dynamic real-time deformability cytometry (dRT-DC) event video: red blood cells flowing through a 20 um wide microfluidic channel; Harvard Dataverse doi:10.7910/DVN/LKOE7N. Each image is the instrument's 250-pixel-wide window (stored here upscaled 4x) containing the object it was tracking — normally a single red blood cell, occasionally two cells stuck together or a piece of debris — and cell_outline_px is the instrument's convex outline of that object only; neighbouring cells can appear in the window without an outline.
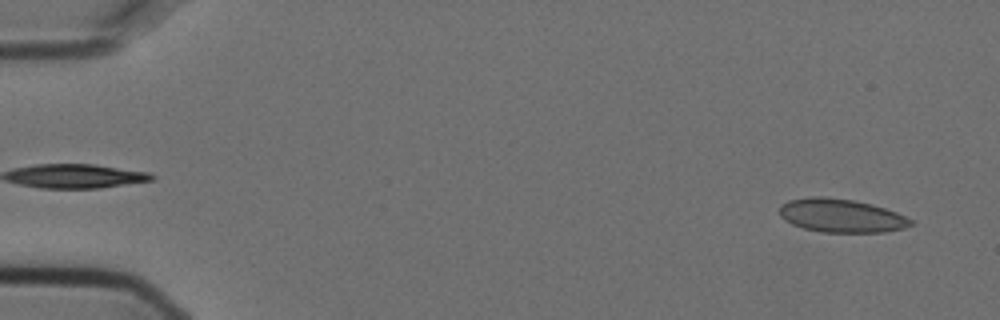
{"species": "Egyptian fruit bat (a non-hibernating species)", "species_latin": "Rousettus aegyptiacus", "temperature_condition": "cold", "stored_images_in_passage": 9, "camera_frame_rate_fps": 3000, "um_per_image_px": 0.085, "animal": {"sex": "female"}, "frame": {"image": 1, "passage_image": 1, "time_ms": 0.0, "image_size_px": [1000, 320], "cell_outline_px": [[912, 224], [904, 228], [884, 232], [820, 232], [804, 228], [792, 224], [784, 220], [780, 216], [780, 204], [788, 200], [812, 196], [824, 196], [852, 200], [872, 204], [896, 212], [912, 220]], "centroid_in_image_um": [71.46, 18.32], "position_along_channel_um": 13.5, "area_um2": 25.61}}
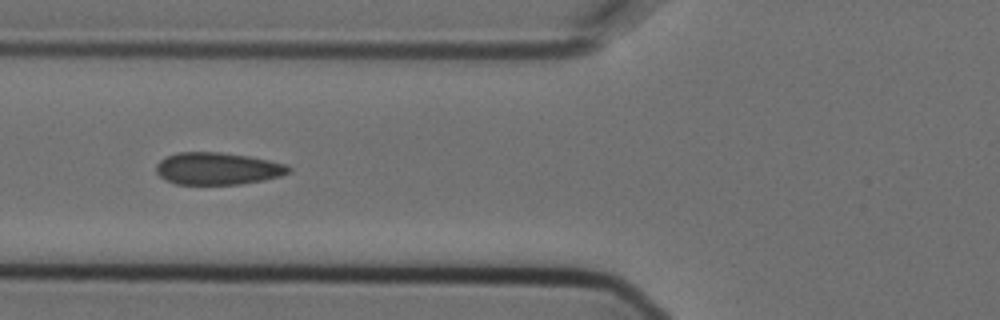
{"frame": {"image": 2, "passage_image": 6, "time_ms": 1.667, "image_size_px": [1000, 320], "cell_outline_px": [[292, 172], [280, 176], [264, 180], [240, 184], [176, 184], [160, 176], [156, 172], [156, 164], [160, 160], [176, 152], [220, 152], [248, 156], [288, 164], [292, 168]], "centroid_in_image_um": [18.53, 14.32], "position_along_channel_um": 107.3, "area_um2": 24.91}}
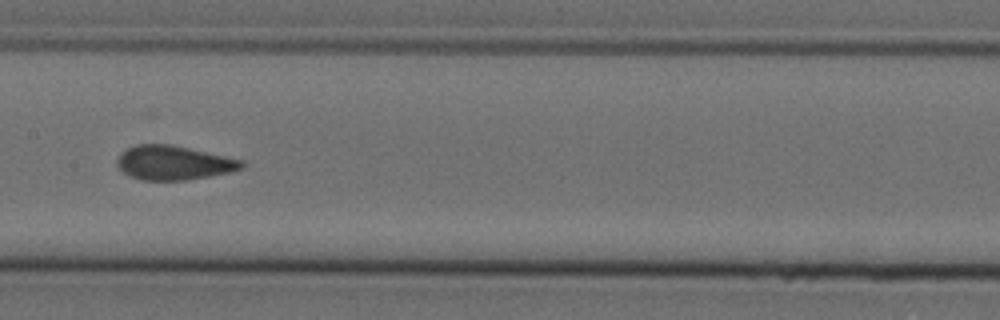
{"frame": {"image": 3, "passage_image": 8, "time_ms": 2.333, "image_size_px": [1000, 320], "cell_outline_px": [[244, 168], [228, 172], [208, 176], [184, 180], [140, 180], [124, 172], [116, 164], [116, 160], [120, 152], [136, 144], [172, 144], [244, 160]], "centroid_in_image_um": [14.75, 13.82], "position_along_channel_um": 192.7, "area_um2": 24.8}}